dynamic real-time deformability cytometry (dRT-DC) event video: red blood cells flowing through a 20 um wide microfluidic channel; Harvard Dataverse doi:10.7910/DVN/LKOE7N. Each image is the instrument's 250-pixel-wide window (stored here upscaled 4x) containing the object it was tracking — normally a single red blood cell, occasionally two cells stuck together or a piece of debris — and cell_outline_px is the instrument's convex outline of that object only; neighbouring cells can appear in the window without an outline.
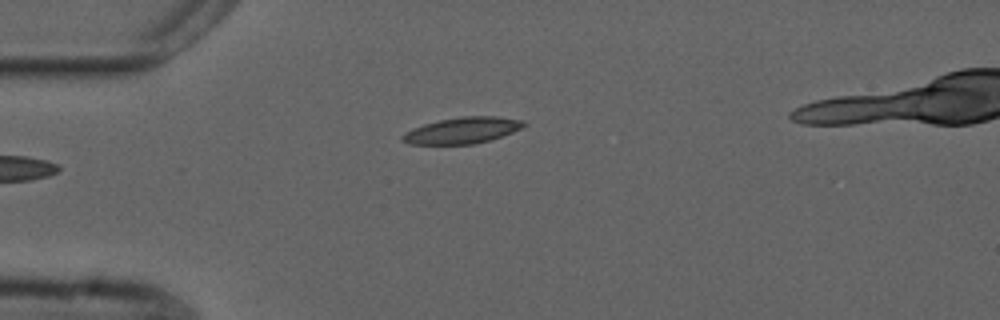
{"species": "common noctule bat (a hibernating species)", "species_latin": "Nyctalus noctula", "temperature_condition": "cold", "stored_images_in_passage": 38, "camera_frame_rate_fps": 3000, "um_per_image_px": 0.085, "animal": {"sex": "male", "forearm_length_mm": 52.5}, "frame": {"image": 1, "passage_image": 1, "time_ms": 0.0, "image_size_px": [1000, 320], "cell_outline_px": [[528, 124], [512, 132], [488, 140], [472, 144], [408, 144], [400, 140], [400, 136], [412, 128], [424, 124], [440, 120], [464, 116], [496, 116], [524, 120]], "centroid_in_image_um": [39.27, 11.08], "position_along_channel_um": 45.7, "area_um2": 18.44}}
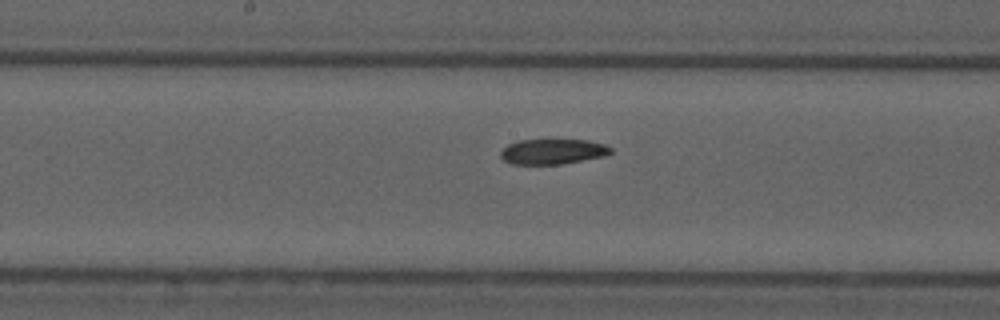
{"frame": {"image": 2, "passage_image": 15, "time_ms": 4.667, "image_size_px": [1000, 320], "cell_outline_px": [[612, 152], [604, 156], [560, 164], [512, 164], [504, 160], [500, 156], [500, 152], [508, 144], [520, 140], [588, 140], [604, 144], [612, 148]], "centroid_in_image_um": [46.98, 12.88], "position_along_channel_um": 201.2, "area_um2": 16.07}}
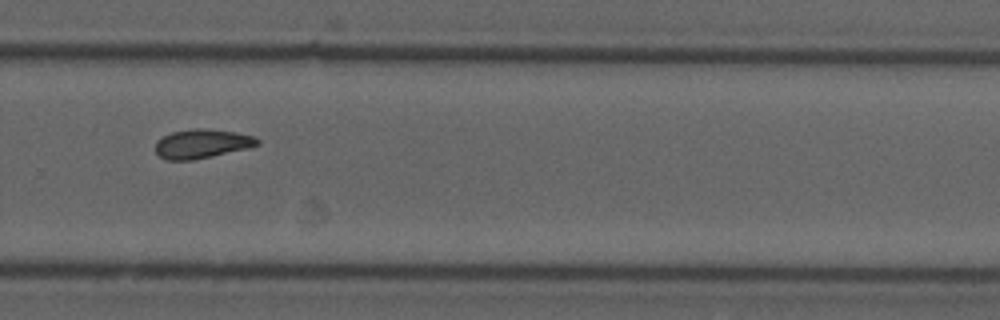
{"frame": {"image": 3, "passage_image": 24, "time_ms": 7.667, "image_size_px": [1000, 320], "cell_outline_px": [[260, 144], [248, 148], [212, 156], [192, 160], [168, 160], [160, 156], [156, 152], [156, 140], [172, 132], [192, 128], [200, 128], [236, 132], [256, 136], [260, 140]], "centroid_in_image_um": [17.19, 12.21], "position_along_channel_um": 312.6, "area_um2": 17.28}, "authors_computed_cell_mechanics": {"area_um2": 17.3978, "velocity_mm_per_s": 3.7293, "shape_relaxation_time_tau1_ms": null, "shape_relaxation_time_tau2_ms": 6.9216, "deformation_change_tau1": null, "deformation_change_tau2": 0.1287}}